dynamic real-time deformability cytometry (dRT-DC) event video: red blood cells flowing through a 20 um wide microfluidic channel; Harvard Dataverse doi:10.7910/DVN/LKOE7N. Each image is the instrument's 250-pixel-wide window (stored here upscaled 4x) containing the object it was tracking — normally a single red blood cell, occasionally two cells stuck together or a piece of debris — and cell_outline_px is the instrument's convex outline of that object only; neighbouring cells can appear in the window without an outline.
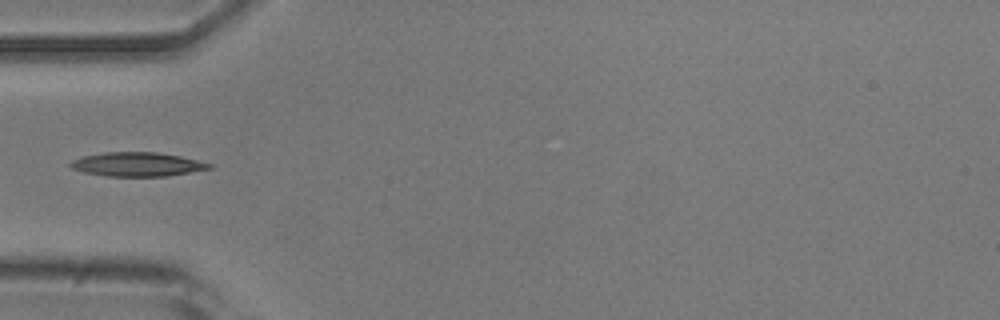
{"species": "common noctule bat (a hibernating species)", "species_latin": "Nyctalus noctula", "temperature_condition": "room temperature", "stored_images_in_passage": 6, "camera_frame_rate_fps": 3000, "um_per_image_px": 0.085, "animal": {"sex": "male", "body_mass_g": 20.5, "forearm_length_mm": 52.5}, "frame": {"image": 1, "passage_image": 5, "time_ms": 1.333, "image_size_px": [1000, 320], "cell_outline_px": [[212, 168], [168, 176], [108, 176], [84, 172], [72, 168], [68, 164], [72, 160], [84, 156], [104, 152], [156, 152], [180, 156], [212, 164]], "centroid_in_image_um": [11.65, 13.96], "position_along_channel_um": 73.3, "area_um2": 19.25}}
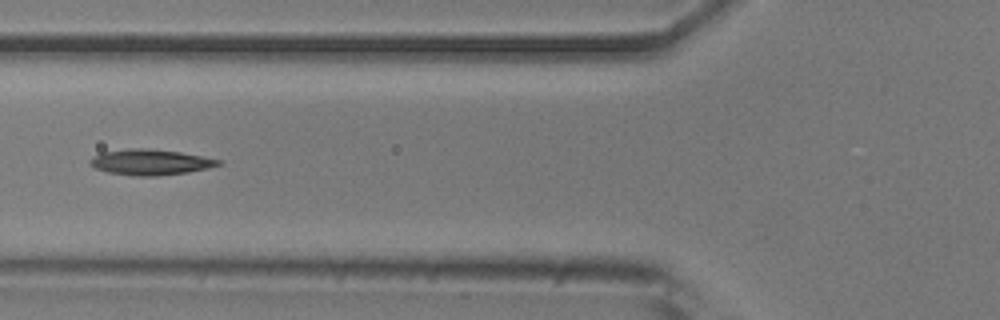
{"frame": {"image": 2, "passage_image": 6, "time_ms": 1.667, "image_size_px": [1000, 320], "cell_outline_px": [[220, 164], [208, 168], [188, 172], [156, 176], [132, 176], [108, 172], [96, 168], [88, 164], [88, 160], [92, 156], [100, 152], [132, 148], [148, 148], [180, 152], [220, 160]], "centroid_in_image_um": [12.7, 13.78], "position_along_channel_um": 113.1, "area_um2": 19.19}}